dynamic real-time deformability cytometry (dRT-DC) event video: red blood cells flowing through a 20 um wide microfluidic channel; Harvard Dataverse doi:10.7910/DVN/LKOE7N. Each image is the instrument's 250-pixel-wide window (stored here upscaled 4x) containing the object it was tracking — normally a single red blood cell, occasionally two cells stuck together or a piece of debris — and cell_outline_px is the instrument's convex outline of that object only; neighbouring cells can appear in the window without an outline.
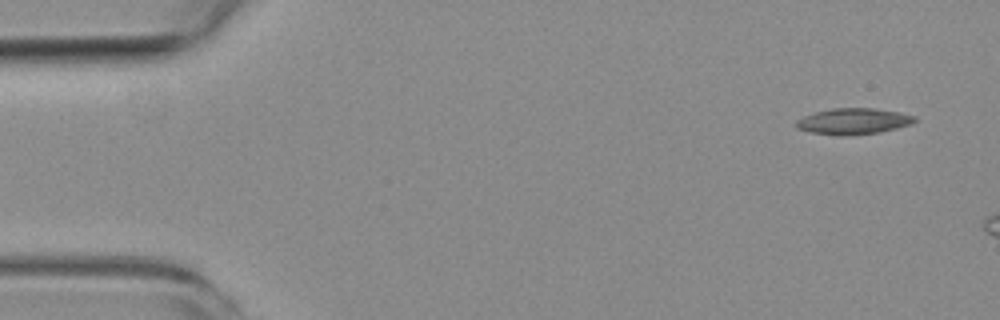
{"species": "common noctule bat (a hibernating species)", "species_latin": "Nyctalus noctula", "temperature_condition": "room temperature", "stored_images_in_passage": 6, "camera_frame_rate_fps": 3000, "um_per_image_px": 0.085, "animal": {"sex": "female", "body_mass_g": 19.3, "forearm_length_mm": 54.1}, "frame": {"image": 1, "passage_image": 6, "time_ms": 6.0, "image_size_px": [1000, 320], "cell_outline_px": [[916, 120], [912, 124], [880, 132], [812, 132], [796, 128], [796, 120], [804, 116], [816, 112], [832, 108], [872, 108], [900, 112], [916, 116]], "centroid_in_image_um": [72.6, 10.24], "position_along_channel_um": 12.4, "area_um2": 16.94}}